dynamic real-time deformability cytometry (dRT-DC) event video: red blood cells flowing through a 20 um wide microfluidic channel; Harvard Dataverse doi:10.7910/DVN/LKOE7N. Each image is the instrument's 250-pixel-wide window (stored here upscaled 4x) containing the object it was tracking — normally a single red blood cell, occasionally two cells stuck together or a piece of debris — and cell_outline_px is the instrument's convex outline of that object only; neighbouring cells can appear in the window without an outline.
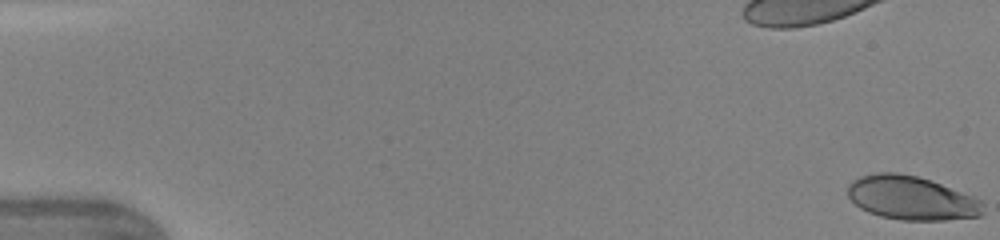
{"species": "human", "species_latin": "Homo sapiens", "temperature_condition": "warm", "stored_images_in_passage": 47, "camera_frame_rate_fps": 3000, "um_per_image_px": 0.085, "donor": {"sex": "female"}, "frame": {"image": 1, "passage_image": 1, "time_ms": 0.0, "image_size_px": [1000, 240], "cell_outline_px": [[984, 212], [980, 216], [944, 220], [900, 220], [880, 216], [868, 212], [860, 208], [848, 196], [848, 184], [852, 180], [860, 176], [876, 172], [896, 172], [916, 176], [940, 184], [972, 196], [980, 200], [984, 204]], "centroid_in_image_um": [77.45, 16.83], "position_along_channel_um": 7.6, "area_um2": 34.45}}
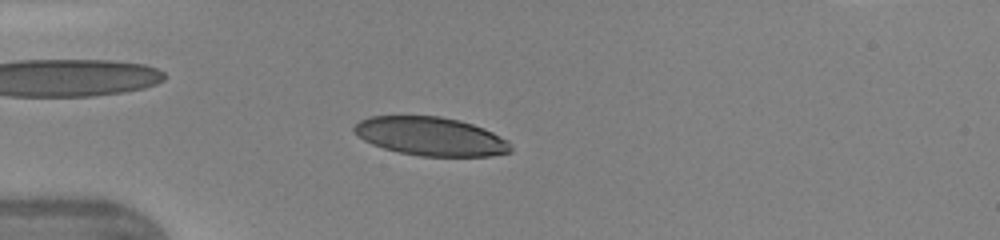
{"frame": {"image": 2, "passage_image": 14, "time_ms": 4.333, "image_size_px": [1000, 240], "cell_outline_px": [[512, 152], [492, 156], [420, 156], [400, 152], [384, 148], [372, 144], [364, 140], [352, 128], [360, 120], [368, 116], [440, 116], [460, 120], [484, 128], [508, 140], [512, 148]], "centroid_in_image_um": [36.64, 11.59], "position_along_channel_um": 48.4, "area_um2": 35.2}}
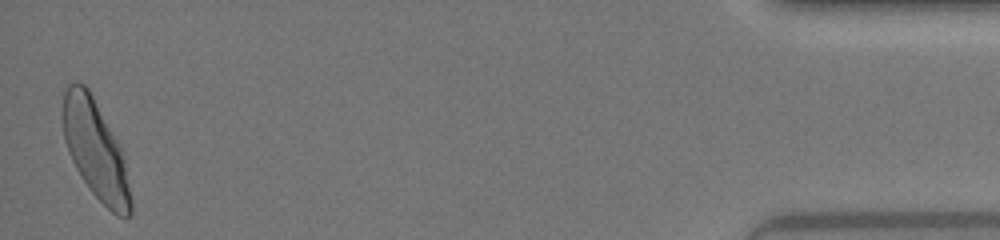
{"frame": {"image": 3, "passage_image": 47, "time_ms": 15.333, "image_size_px": [1000, 240], "cell_outline_px": [[132, 212], [124, 220], [116, 216], [92, 192], [76, 168], [68, 152], [64, 140], [64, 92], [68, 84], [76, 80], [84, 84], [88, 88], [116, 140], [120, 148], [124, 160], [132, 200]], "centroid_in_image_um": [8.13, 12.77], "position_along_channel_um": 427.1, "area_um2": 38.15}, "authors_computed_cell_mechanics": {"area_um2": 36.5874, "velocity_mm_per_s": 4.3451, "shape_relaxation_time_tau1_ms": 3.1463, "shape_relaxation_time_tau2_ms": null, "deformation_change_tau1": 0.1674, "deformation_change_tau2": null}}